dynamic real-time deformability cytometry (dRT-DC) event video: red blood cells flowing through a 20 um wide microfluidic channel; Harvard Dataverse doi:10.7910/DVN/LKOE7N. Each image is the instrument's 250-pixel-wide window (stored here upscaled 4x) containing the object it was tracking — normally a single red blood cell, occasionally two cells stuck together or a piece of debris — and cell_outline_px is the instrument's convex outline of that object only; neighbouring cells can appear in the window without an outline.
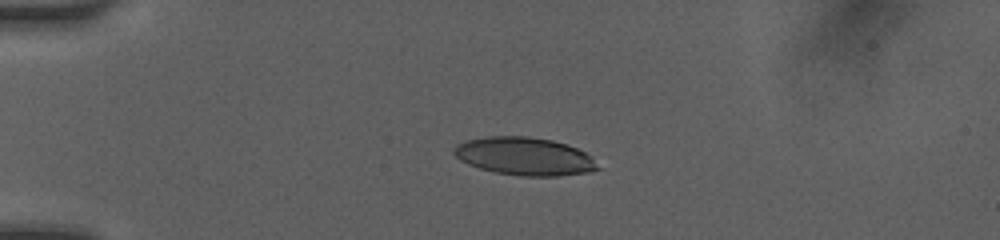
{"species": "human", "species_latin": "Homo sapiens", "temperature_condition": "room temperature", "stored_images_in_passage": 11, "camera_frame_rate_fps": 3000, "um_per_image_px": 0.085, "donor": {"sex": "female"}, "frame": {"image": 1, "passage_image": 8, "time_ms": 4.0, "image_size_px": [1000, 240], "cell_outline_px": [[600, 168], [588, 172], [556, 176], [520, 176], [496, 172], [480, 168], [468, 164], [460, 160], [452, 152], [456, 144], [464, 140], [488, 136], [528, 136], [552, 140], [576, 148], [584, 152]], "centroid_in_image_um": [44.52, 13.28], "position_along_channel_um": 40.5, "area_um2": 31.56}}
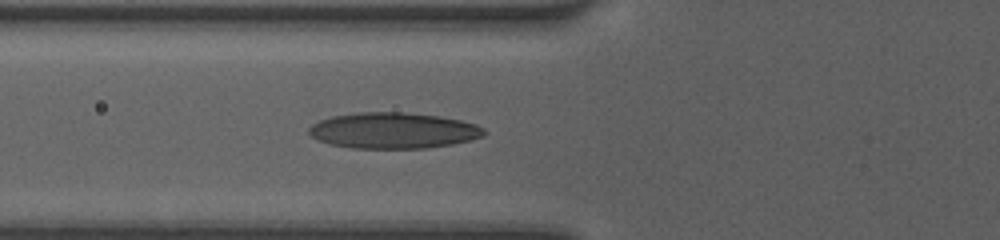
{"frame": {"image": 2, "passage_image": 11, "time_ms": 6.333, "image_size_px": [1000, 240], "cell_outline_px": [[488, 132], [484, 136], [472, 140], [452, 144], [428, 148], [352, 148], [328, 144], [316, 140], [308, 132], [308, 128], [312, 124], [320, 120], [332, 116], [356, 112], [404, 112], [440, 116], [460, 120], [476, 124], [484, 128]], "centroid_in_image_um": [33.44, 11.09], "position_along_channel_um": 92.4, "area_um2": 37.05}}